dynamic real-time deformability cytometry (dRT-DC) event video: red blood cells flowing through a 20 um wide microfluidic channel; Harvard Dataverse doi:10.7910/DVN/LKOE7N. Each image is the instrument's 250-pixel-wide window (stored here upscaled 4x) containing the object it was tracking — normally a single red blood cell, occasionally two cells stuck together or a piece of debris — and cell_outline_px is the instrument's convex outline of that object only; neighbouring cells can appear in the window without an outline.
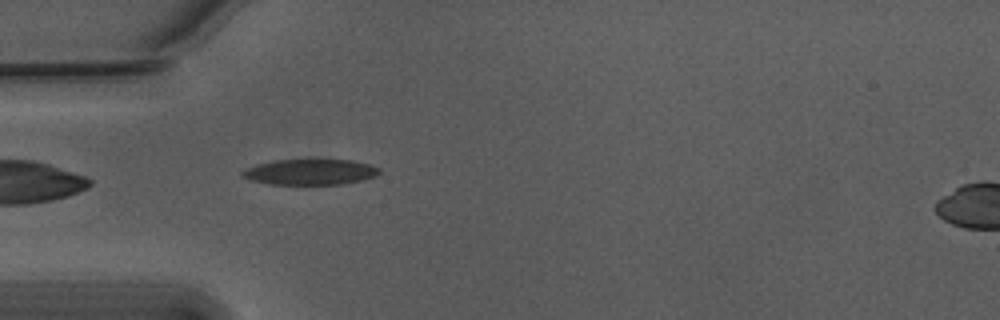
{"species": "Egyptian fruit bat (a non-hibernating species)", "species_latin": "Rousettus aegyptiacus", "temperature_condition": "warm", "stored_images_in_passage": 40, "camera_frame_rate_fps": 3000, "um_per_image_px": 0.085, "animal": {"sex": "male"}, "frame": {"image": 1, "passage_image": 2, "time_ms": 0.333, "image_size_px": [1000, 320], "cell_outline_px": [[380, 172], [376, 176], [360, 180], [340, 184], [268, 184], [252, 180], [244, 176], [240, 172], [248, 168], [260, 164], [276, 160], [352, 160], [368, 164], [380, 168]], "centroid_in_image_um": [26.4, 14.62], "position_along_channel_um": 58.6, "area_um2": 20.06}}
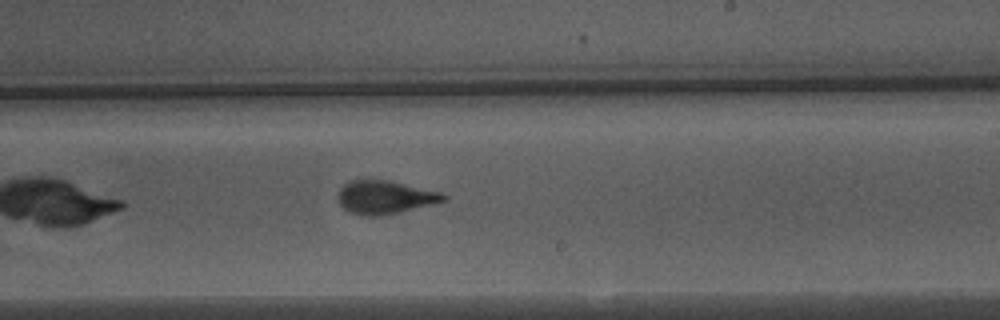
{"frame": {"image": 2, "passage_image": 18, "time_ms": 5.667, "image_size_px": [1000, 320], "cell_outline_px": [[448, 200], [432, 204], [396, 212], [372, 216], [368, 216], [352, 212], [344, 208], [340, 204], [336, 196], [340, 188], [344, 184], [352, 180], [388, 180], [440, 192], [448, 196]], "centroid_in_image_um": [32.71, 16.74], "position_along_channel_um": 256.3, "area_um2": 20.06}}
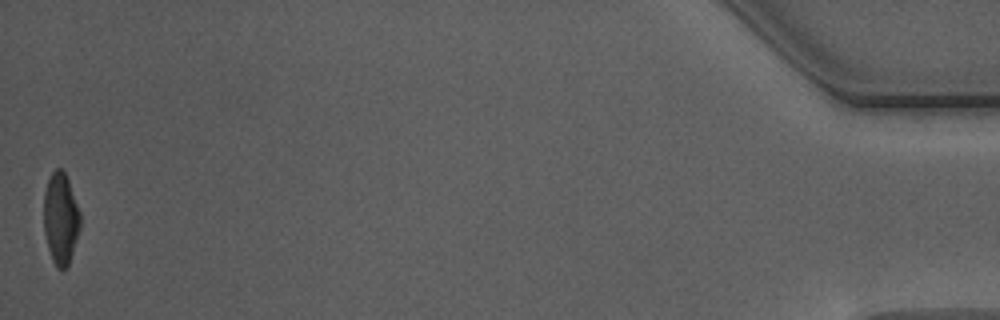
{"frame": {"image": 3, "passage_image": 40, "time_ms": 13.0, "image_size_px": [1000, 320], "cell_outline_px": [[80, 228], [68, 268], [56, 268], [52, 260], [48, 248], [44, 232], [44, 192], [48, 180], [52, 172], [56, 168], [60, 168], [64, 172], [68, 180], [80, 212]], "centroid_in_image_um": [5.15, 18.6], "position_along_channel_um": 430.0, "area_um2": 19.42}, "authors_computed_cell_mechanics": {"area_um2": 20.3167, "velocity_mm_per_s": 3.7665, "shape_relaxation_time_tau1_ms": 4.3416, "shape_relaxation_time_tau2_ms": 1.0375, "deformation_change_tau1": 0.1889, "deformation_change_tau2": 0.0847}}